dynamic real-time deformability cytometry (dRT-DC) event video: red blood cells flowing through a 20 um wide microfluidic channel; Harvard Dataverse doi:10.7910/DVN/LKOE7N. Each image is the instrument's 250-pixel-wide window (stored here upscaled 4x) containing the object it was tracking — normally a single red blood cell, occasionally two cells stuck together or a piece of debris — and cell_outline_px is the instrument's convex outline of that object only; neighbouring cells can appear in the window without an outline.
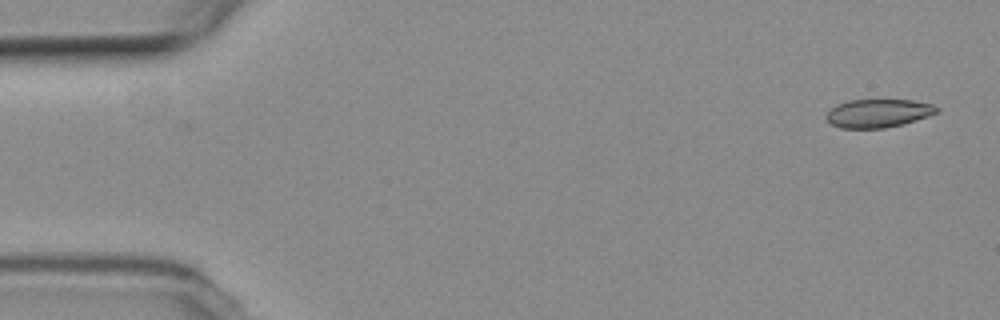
{"species": "common noctule bat (a hibernating species)", "species_latin": "Nyctalus noctula", "temperature_condition": "room temperature", "stored_images_in_passage": 4, "camera_frame_rate_fps": 3000, "um_per_image_px": 0.085, "animal": {"sex": "female", "body_mass_g": 19.3, "forearm_length_mm": 54.1}, "frame": {"image": 1, "passage_image": 1, "time_ms": 0.0, "image_size_px": [1000, 320], "cell_outline_px": [[940, 108], [936, 112], [928, 116], [904, 124], [884, 128], [840, 128], [832, 124], [824, 116], [836, 104], [848, 100], [912, 100], [932, 104]], "centroid_in_image_um": [74.64, 9.62], "position_along_channel_um": 10.4, "area_um2": 18.21}}
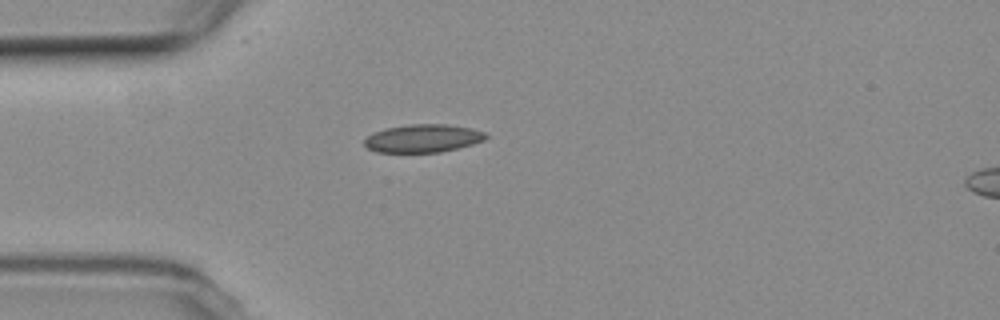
{"frame": {"image": 2, "passage_image": 4, "time_ms": 4.333, "image_size_px": [1000, 320], "cell_outline_px": [[488, 136], [484, 140], [472, 144], [440, 152], [376, 152], [368, 148], [364, 144], [364, 140], [372, 132], [384, 128], [408, 124], [448, 124], [472, 128], [484, 132]], "centroid_in_image_um": [35.93, 11.75], "position_along_channel_um": 49.1, "area_um2": 19.88}}